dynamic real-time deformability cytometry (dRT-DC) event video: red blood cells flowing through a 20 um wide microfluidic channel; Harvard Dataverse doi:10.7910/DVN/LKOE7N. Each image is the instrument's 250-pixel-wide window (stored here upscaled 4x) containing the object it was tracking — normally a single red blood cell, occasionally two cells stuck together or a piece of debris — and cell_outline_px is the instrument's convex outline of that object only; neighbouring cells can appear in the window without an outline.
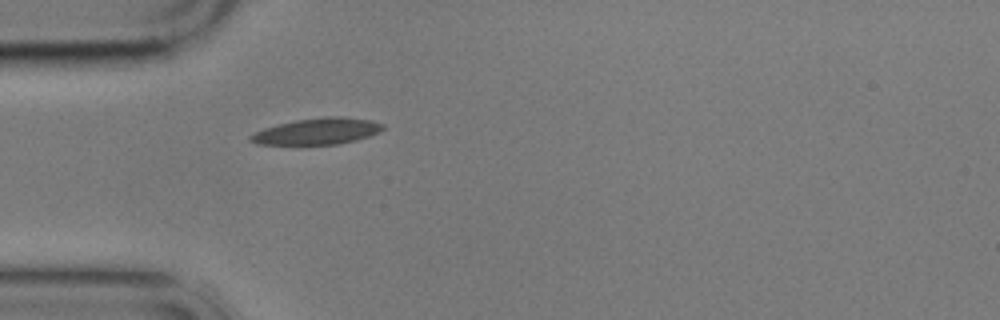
{"species": "common noctule bat (a hibernating species)", "species_latin": "Nyctalus noctula", "temperature_condition": "cold", "stored_images_in_passage": 3, "camera_frame_rate_fps": 3000, "um_per_image_px": 0.085, "animal": {"sex": "male", "body_mass_g": 17.9}, "frame": {"image": 1, "passage_image": 3, "time_ms": 3.333, "image_size_px": [1000, 320], "cell_outline_px": [[384, 128], [380, 132], [356, 140], [336, 144], [256, 144], [248, 140], [248, 136], [264, 128], [296, 120], [328, 116], [340, 116], [372, 120], [384, 124]], "centroid_in_image_um": [26.99, 11.15], "position_along_channel_um": 58.0, "area_um2": 20.17}}